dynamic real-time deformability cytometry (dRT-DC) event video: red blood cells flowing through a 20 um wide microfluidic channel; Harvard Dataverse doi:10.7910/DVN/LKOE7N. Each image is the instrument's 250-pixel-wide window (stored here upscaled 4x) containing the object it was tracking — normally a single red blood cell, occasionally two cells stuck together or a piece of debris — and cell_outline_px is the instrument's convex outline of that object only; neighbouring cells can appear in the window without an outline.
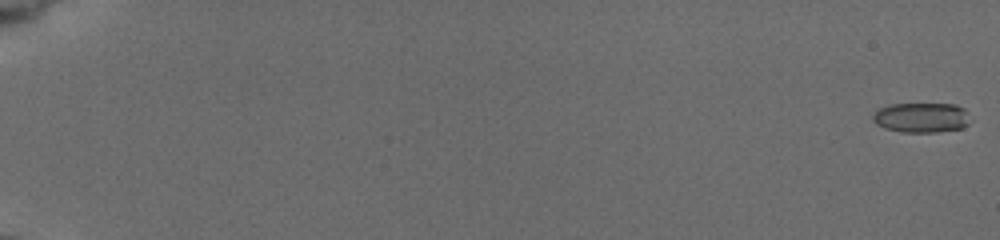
{"species": "common noctule bat (a hibernating species)", "species_latin": "Nyctalus noctula", "temperature_condition": "cold", "stored_images_in_passage": 52, "camera_frame_rate_fps": 3000, "um_per_image_px": 0.085, "animal": {"sex": "female", "body_mass_g": 19.5, "forearm_length_mm": 54.1}, "frame": {"image": 1, "passage_image": 1, "time_ms": 0.0, "image_size_px": [1000, 240], "cell_outline_px": [[972, 120], [964, 128], [936, 132], [904, 132], [884, 128], [876, 124], [872, 120], [872, 116], [880, 108], [892, 104], [956, 104], [964, 108]], "centroid_in_image_um": [78.37, 10.0], "position_along_channel_um": 6.6, "area_um2": 17.11}}
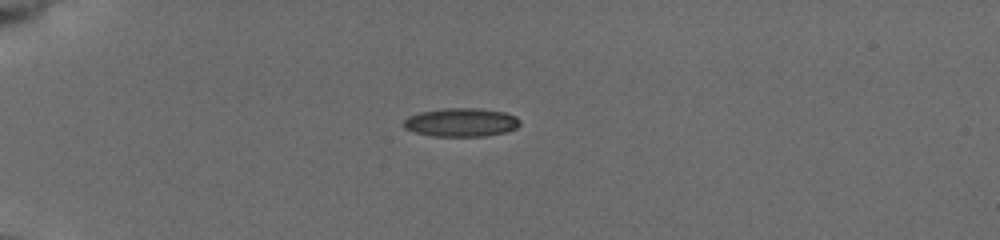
{"frame": {"image": 2, "passage_image": 43, "time_ms": 5.667, "image_size_px": [1000, 240], "cell_outline_px": [[520, 124], [516, 128], [504, 132], [484, 136], [432, 136], [416, 132], [404, 128], [400, 124], [408, 116], [420, 112], [444, 108], [480, 108], [504, 112], [516, 116], [520, 120]], "centroid_in_image_um": [39.17, 10.39], "position_along_channel_um": 45.8, "area_um2": 19.42}}